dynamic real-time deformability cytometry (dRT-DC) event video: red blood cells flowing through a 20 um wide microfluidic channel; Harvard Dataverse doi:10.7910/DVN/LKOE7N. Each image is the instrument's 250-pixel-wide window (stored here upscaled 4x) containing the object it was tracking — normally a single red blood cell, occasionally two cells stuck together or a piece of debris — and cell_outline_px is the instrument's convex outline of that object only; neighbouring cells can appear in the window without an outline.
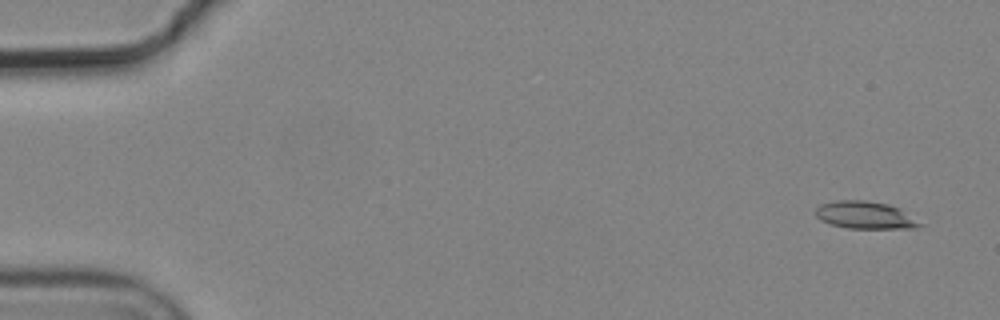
{"species": "common noctule bat (a hibernating species)", "species_latin": "Nyctalus noctula", "temperature_condition": "cold", "stored_images_in_passage": 6, "camera_frame_rate_fps": 3000, "um_per_image_px": 0.085, "animal": {"sex": "male", "body_mass_g": 19.2, "forearm_length_mm": 51.8}, "frame": {"image": 1, "passage_image": 1, "time_ms": 0.0, "image_size_px": [1000, 320], "cell_outline_px": [[924, 224], [916, 228], [848, 228], [832, 224], [820, 220], [816, 216], [816, 208], [820, 204], [836, 200], [864, 200], [888, 204], [900, 208]], "centroid_in_image_um": [73.55, 18.28], "position_along_channel_um": 11.5, "area_um2": 16.65}}